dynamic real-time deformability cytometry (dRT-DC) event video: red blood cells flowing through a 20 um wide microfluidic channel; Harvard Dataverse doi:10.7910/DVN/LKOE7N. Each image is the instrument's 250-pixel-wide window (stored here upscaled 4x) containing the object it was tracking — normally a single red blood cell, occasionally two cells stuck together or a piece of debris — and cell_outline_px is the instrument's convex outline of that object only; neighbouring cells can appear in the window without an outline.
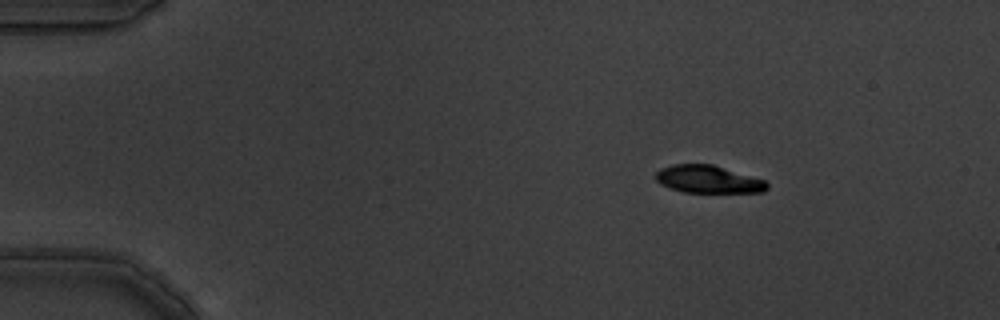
{"species": "common noctule bat (a hibernating species)", "species_latin": "Nyctalus noctula", "temperature_condition": "warm", "stored_images_in_passage": 5, "camera_frame_rate_fps": 3000, "um_per_image_px": 0.085, "animal": {"sex": "male", "body_mass_g": 19.5, "forearm_length_mm": 54.6}, "frame": {"image": 1, "passage_image": 1, "time_ms": 0.0, "image_size_px": [1000, 320], "cell_outline_px": [[768, 188], [764, 192], [684, 192], [660, 184], [656, 180], [656, 172], [660, 168], [672, 164], [712, 164], [764, 180], [768, 184]], "centroid_in_image_um": [60.18, 15.23], "position_along_channel_um": 24.8, "area_um2": 17.74}}
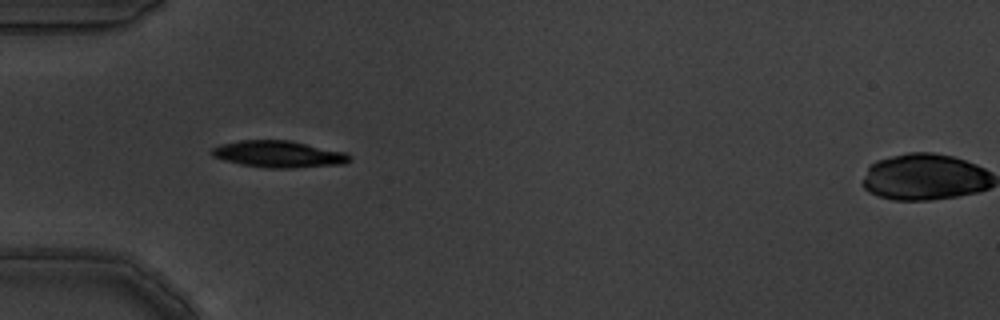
{"frame": {"image": 2, "passage_image": 4, "time_ms": 1.0, "image_size_px": [1000, 320], "cell_outline_px": [[352, 160], [344, 164], [292, 168], [268, 168], [240, 164], [224, 160], [212, 156], [208, 152], [212, 148], [220, 144], [240, 140], [292, 140], [348, 152], [352, 156]], "centroid_in_image_um": [23.72, 13.09], "position_along_channel_um": 61.3, "area_um2": 21.91}}
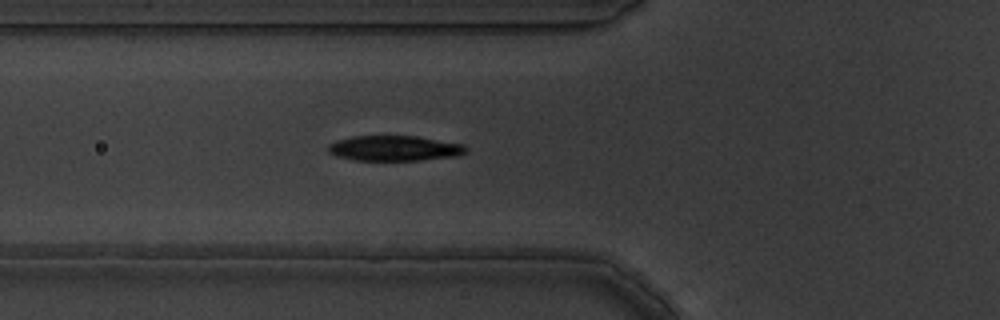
{"frame": {"image": 3, "passage_image": 5, "time_ms": 1.333, "image_size_px": [1000, 320], "cell_outline_px": [[468, 148], [464, 152], [456, 156], [420, 160], [356, 160], [340, 156], [328, 152], [328, 144], [336, 140], [352, 136], [416, 136], [464, 144]], "centroid_in_image_um": [33.52, 12.59], "position_along_channel_um": 92.3, "area_um2": 20.11}}